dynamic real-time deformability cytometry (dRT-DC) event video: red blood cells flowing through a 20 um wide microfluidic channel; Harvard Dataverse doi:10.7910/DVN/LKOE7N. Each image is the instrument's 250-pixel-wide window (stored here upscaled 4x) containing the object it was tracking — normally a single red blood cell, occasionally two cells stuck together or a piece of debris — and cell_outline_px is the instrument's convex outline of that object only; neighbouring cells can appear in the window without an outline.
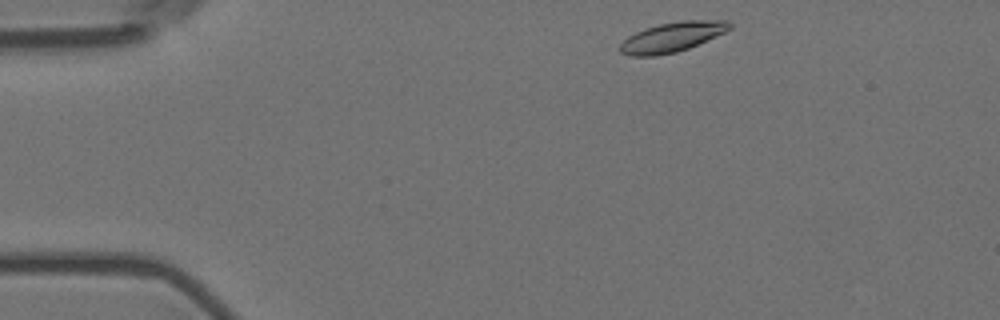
{"species": "Egyptian fruit bat (a non-hibernating species)", "species_latin": "Rousettus aegyptiacus", "temperature_condition": "room temperature", "stored_images_in_passage": 49, "camera_frame_rate_fps": 3000, "um_per_image_px": 0.085, "animal": {"sex": "female"}, "frame": {"image": 1, "passage_image": 1, "time_ms": 0.0, "image_size_px": [1000, 320], "cell_outline_px": [[732, 28], [724, 32], [688, 48], [676, 52], [656, 56], [628, 56], [620, 52], [620, 44], [628, 36], [644, 28], [660, 24], [680, 20], [728, 20], [732, 24]], "centroid_in_image_um": [57.11, 3.14], "position_along_channel_um": 27.9, "area_um2": 18.96}}
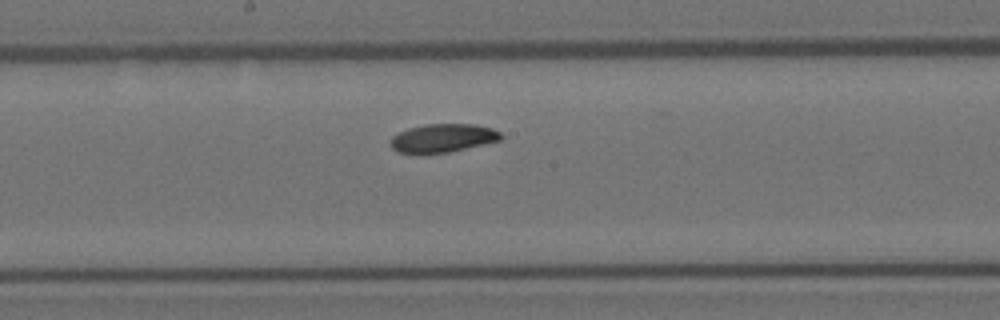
{"frame": {"image": 2, "passage_image": 22, "time_ms": 7.0, "image_size_px": [1000, 320], "cell_outline_px": [[504, 136], [500, 140], [484, 144], [448, 152], [396, 152], [392, 148], [392, 136], [408, 128], [428, 124], [476, 124], [492, 128], [500, 132]], "centroid_in_image_um": [37.69, 11.71], "position_along_channel_um": 210.5, "area_um2": 17.92}}
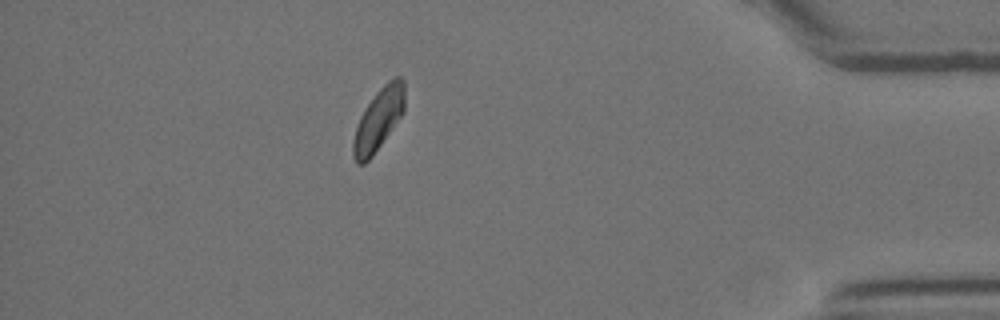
{"frame": {"image": 3, "passage_image": 42, "time_ms": 13.667, "image_size_px": [1000, 320], "cell_outline_px": [[404, 112], [372, 156], [364, 164], [356, 164], [352, 156], [352, 144], [356, 128], [360, 116], [364, 108], [376, 92], [392, 76], [400, 76], [404, 80]], "centroid_in_image_um": [32.16, 10.13], "position_along_channel_um": 403.0, "area_um2": 18.61}, "authors_computed_cell_mechanics": {"area_um2": 18.6116, "velocity_mm_per_s": 3.5277, "shape_relaxation_time_tau1_ms": 3.6154, "shape_relaxation_time_tau2_ms": null, "deformation_change_tau1": 0.1146, "deformation_change_tau2": null}}